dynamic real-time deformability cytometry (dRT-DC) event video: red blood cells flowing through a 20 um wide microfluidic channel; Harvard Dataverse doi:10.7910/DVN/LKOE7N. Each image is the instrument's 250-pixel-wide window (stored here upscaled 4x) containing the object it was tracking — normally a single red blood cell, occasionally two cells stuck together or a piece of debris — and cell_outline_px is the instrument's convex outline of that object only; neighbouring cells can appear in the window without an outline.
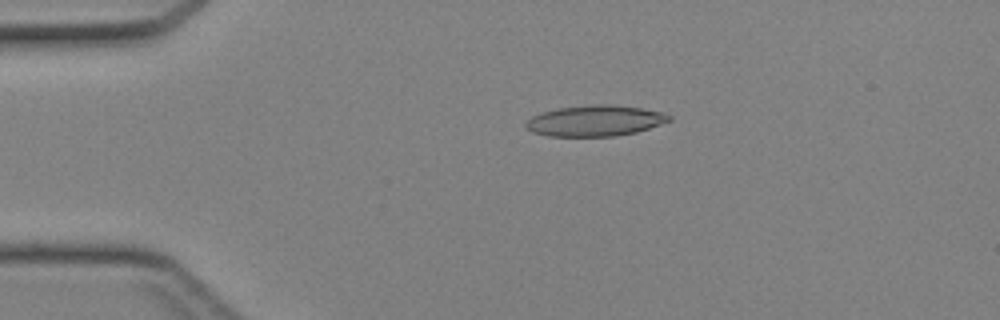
{"species": "Egyptian fruit bat (a non-hibernating species)", "species_latin": "Rousettus aegyptiacus", "temperature_condition": "cold", "stored_images_in_passage": 36, "camera_frame_rate_fps": 3000, "um_per_image_px": 0.085, "animal": {"sex": "female"}, "frame": {"image": 1, "passage_image": 2, "time_ms": 0.333, "image_size_px": [1000, 320], "cell_outline_px": [[672, 120], [636, 132], [616, 136], [548, 136], [532, 132], [524, 124], [532, 116], [556, 108], [592, 104], [616, 104], [664, 112], [672, 116]], "centroid_in_image_um": [50.6, 10.25], "position_along_channel_um": 34.4, "area_um2": 25.84}}
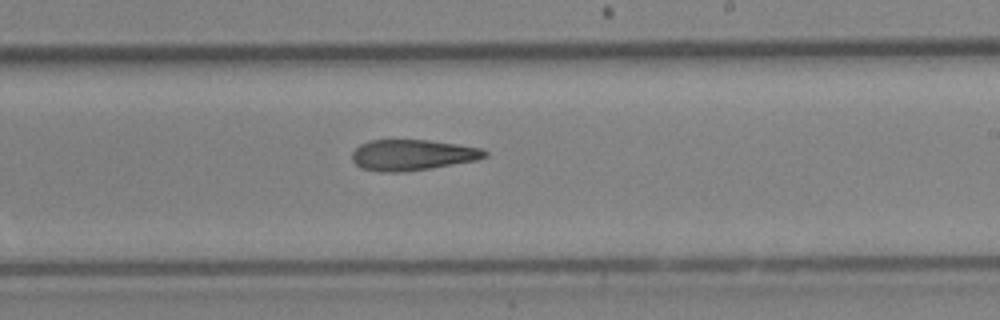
{"frame": {"image": 2, "passage_image": 19, "time_ms": 6.0, "image_size_px": [1000, 320], "cell_outline_px": [[488, 156], [476, 160], [432, 168], [404, 172], [380, 172], [360, 168], [352, 160], [352, 152], [360, 144], [368, 140], [428, 140], [484, 148], [488, 152]], "centroid_in_image_um": [35.05, 13.17], "position_along_channel_um": 253.9, "area_um2": 24.04}}
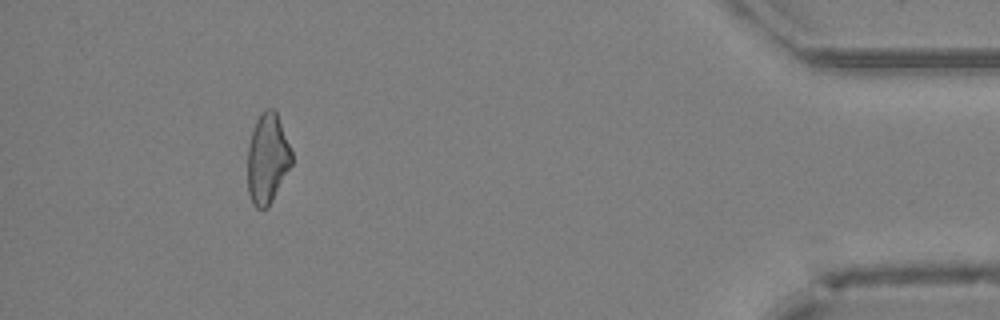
{"frame": {"image": 3, "passage_image": 33, "time_ms": 10.667, "image_size_px": [1000, 320], "cell_outline_px": [[292, 164], [268, 208], [256, 208], [252, 204], [248, 192], [248, 148], [252, 132], [256, 120], [260, 112], [264, 108], [272, 108], [276, 112], [292, 152]], "centroid_in_image_um": [22.72, 13.49], "position_along_channel_um": 412.5, "area_um2": 23.06}}